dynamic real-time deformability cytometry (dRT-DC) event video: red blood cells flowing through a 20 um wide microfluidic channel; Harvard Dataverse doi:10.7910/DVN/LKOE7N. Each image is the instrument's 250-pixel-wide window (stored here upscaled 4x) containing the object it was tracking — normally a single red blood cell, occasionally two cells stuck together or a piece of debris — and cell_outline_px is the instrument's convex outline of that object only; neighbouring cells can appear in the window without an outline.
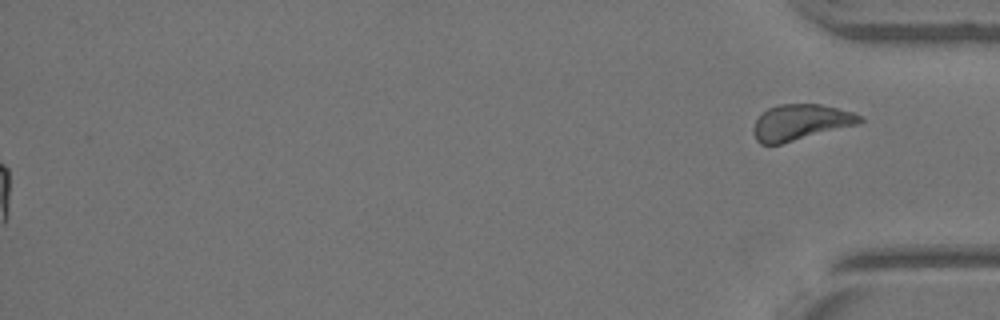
{"species": "Egyptian fruit bat (a non-hibernating species)", "species_latin": "Rousettus aegyptiacus", "temperature_condition": "warm", "stored_images_in_passage": 28, "segment_of_instrument_passage": [2, 2], "camera_frame_rate_fps": 3000, "um_per_image_px": 0.085, "animal": {"sex": "female"}, "frame": {"image": 1, "passage_image": 28, "time_ms": 9.0, "image_size_px": [1000, 320], "cell_outline_px": [[864, 120], [860, 124], [780, 144], [760, 144], [756, 140], [752, 128], [756, 120], [768, 108], [780, 104], [820, 104], [852, 112], [864, 116]], "centroid_in_image_um": [68.07, 10.4], "position_along_channel_um": 367.1, "area_um2": 22.2}}